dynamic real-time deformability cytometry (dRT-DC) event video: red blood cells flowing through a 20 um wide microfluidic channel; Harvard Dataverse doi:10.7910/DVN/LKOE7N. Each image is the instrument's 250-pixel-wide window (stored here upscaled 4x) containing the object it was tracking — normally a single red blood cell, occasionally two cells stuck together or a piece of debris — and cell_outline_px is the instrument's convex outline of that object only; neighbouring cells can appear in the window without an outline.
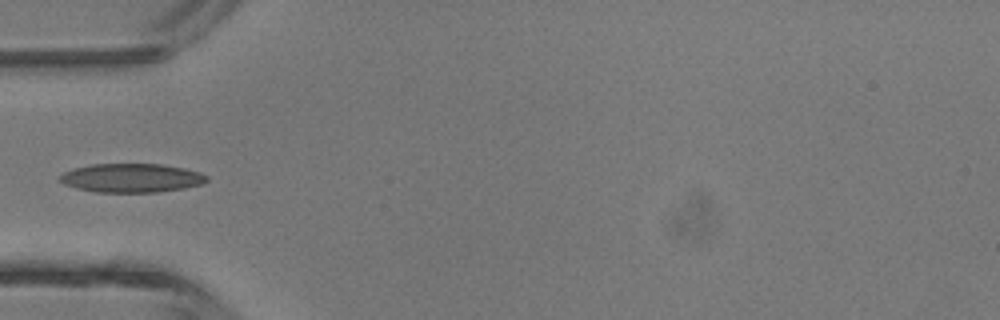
{"species": "common noctule bat (a hibernating species)", "species_latin": "Nyctalus noctula", "temperature_condition": "room temperature", "stored_images_in_passage": 32, "camera_frame_rate_fps": 3000, "um_per_image_px": 0.085, "animal": {"sex": "male", "body_mass_g": 13.3}, "frame": {"image": 1, "passage_image": 1, "time_ms": 0.0, "image_size_px": [1000, 320], "cell_outline_px": [[208, 180], [200, 184], [184, 188], [156, 192], [96, 192], [76, 188], [64, 184], [60, 180], [60, 176], [64, 172], [76, 168], [92, 164], [160, 164], [184, 168], [200, 172], [208, 176]], "centroid_in_image_um": [11.19, 15.12], "position_along_channel_um": 73.8, "area_um2": 24.51}}
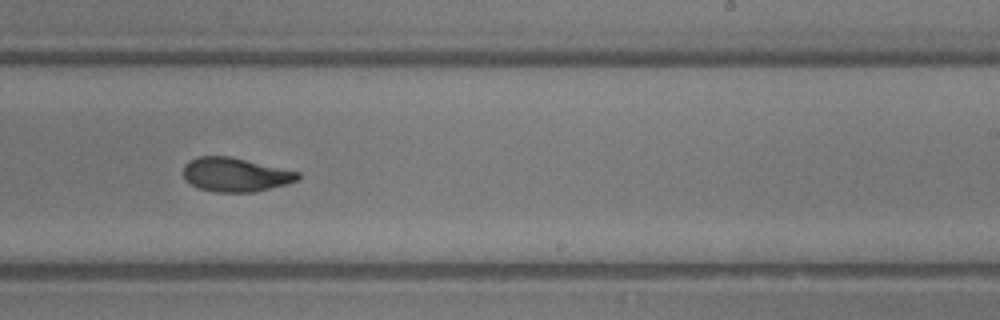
{"frame": {"image": 2, "passage_image": 14, "time_ms": 4.333, "image_size_px": [1000, 320], "cell_outline_px": [[300, 180], [288, 184], [252, 192], [216, 192], [200, 188], [192, 184], [184, 176], [184, 164], [188, 160], [200, 156], [232, 156], [300, 172]], "centroid_in_image_um": [20.05, 14.83], "position_along_channel_um": 268.9, "area_um2": 22.72}}
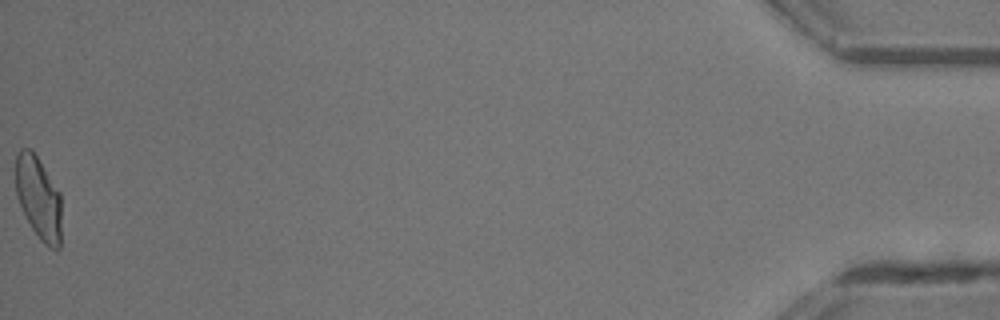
{"frame": {"image": 3, "passage_image": 32, "time_ms": 10.333, "image_size_px": [1000, 320], "cell_outline_px": [[60, 248], [48, 248], [40, 240], [32, 228], [16, 196], [16, 156], [20, 148], [32, 148], [60, 192]], "centroid_in_image_um": [3.27, 16.79], "position_along_channel_um": 431.9, "area_um2": 22.02}}